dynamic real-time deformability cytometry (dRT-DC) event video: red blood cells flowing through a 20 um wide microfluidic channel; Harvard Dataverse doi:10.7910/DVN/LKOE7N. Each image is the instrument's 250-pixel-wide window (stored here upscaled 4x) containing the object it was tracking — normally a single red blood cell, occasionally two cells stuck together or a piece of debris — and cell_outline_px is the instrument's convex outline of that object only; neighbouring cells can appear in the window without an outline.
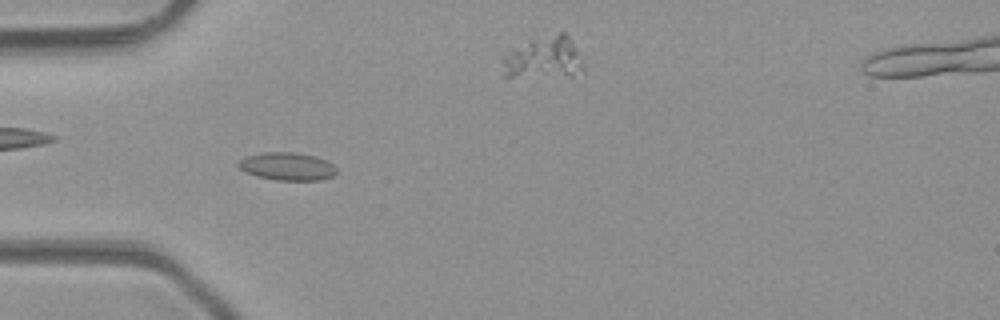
{"species": "common noctule bat (a hibernating species)", "species_latin": "Nyctalus noctula", "temperature_condition": "room temperature", "stored_images_in_passage": 5, "camera_frame_rate_fps": 3000, "um_per_image_px": 0.085, "animal": {"sex": "male", "body_mass_g": 23.1, "forearm_length_mm": 52.7}, "frame": {"image": 1, "passage_image": 4, "time_ms": 3.333, "image_size_px": [1000, 320], "cell_outline_px": [[336, 172], [332, 176], [320, 180], [276, 180], [256, 176], [240, 168], [236, 164], [240, 160], [248, 156], [264, 152], [296, 152], [316, 156], [332, 164], [336, 168]], "centroid_in_image_um": [24.42, 14.14], "position_along_channel_um": 60.6, "area_um2": 15.78}}